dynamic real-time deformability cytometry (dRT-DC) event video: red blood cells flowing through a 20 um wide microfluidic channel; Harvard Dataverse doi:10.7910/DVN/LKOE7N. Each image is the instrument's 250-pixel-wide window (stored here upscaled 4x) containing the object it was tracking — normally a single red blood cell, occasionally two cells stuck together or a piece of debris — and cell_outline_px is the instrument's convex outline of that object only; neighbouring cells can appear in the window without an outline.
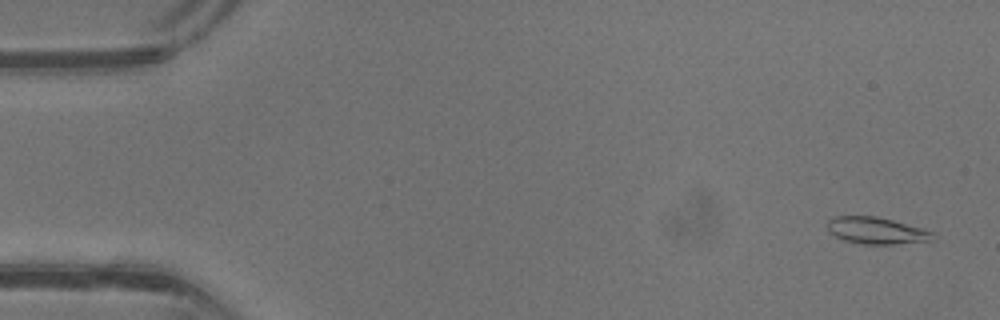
{"species": "common noctule bat (a hibernating species)", "species_latin": "Nyctalus noctula", "temperature_condition": "warm", "stored_images_in_passage": 42, "camera_frame_rate_fps": 3000, "um_per_image_px": 0.085, "animal": {"sex": "male", "body_mass_g": 13.3}, "frame": {"image": 1, "passage_image": 2, "time_ms": 0.333, "image_size_px": [1000, 320], "cell_outline_px": [[928, 232], [912, 240], [884, 244], [872, 244], [848, 240], [836, 236], [832, 232], [832, 220], [840, 216], [872, 216], [888, 220], [916, 228]], "centroid_in_image_um": [74.23, 19.56], "position_along_channel_um": 10.8, "area_um2": 13.76}}
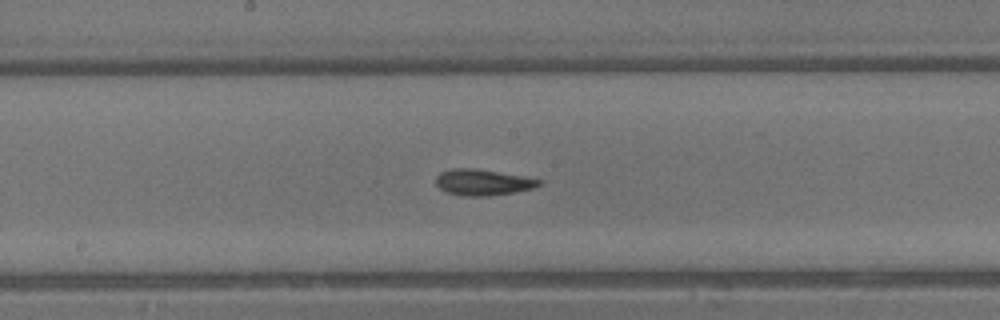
{"frame": {"image": 2, "passage_image": 22, "time_ms": 7.0, "image_size_px": [1000, 320], "cell_outline_px": [[540, 184], [532, 188], [512, 192], [448, 192], [440, 188], [436, 184], [436, 176], [440, 172], [492, 172], [540, 180]], "centroid_in_image_um": [41.07, 15.49], "position_along_channel_um": 207.1, "area_um2": 12.66}}
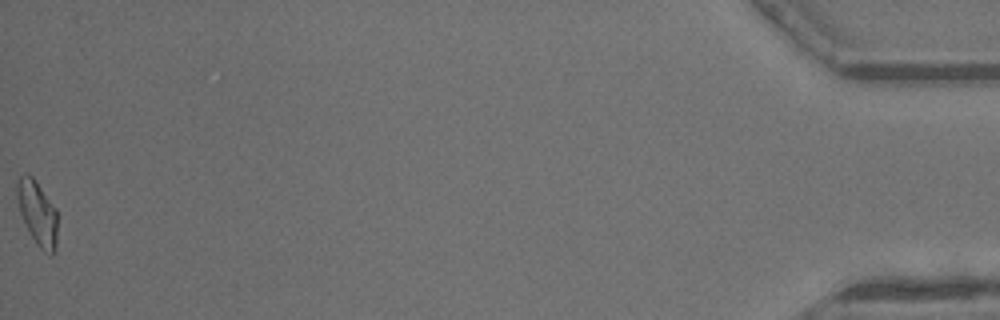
{"frame": {"image": 3, "passage_image": 42, "time_ms": 13.667, "image_size_px": [1000, 320], "cell_outline_px": [[56, 240], [52, 252], [40, 244], [32, 236], [20, 212], [20, 176], [32, 176], [56, 212]], "centroid_in_image_um": [3.21, 18.09], "position_along_channel_um": 432.0, "area_um2": 13.01}, "authors_computed_cell_mechanics": {"area_um2": 13.8142, "velocity_mm_per_s": 4.9879, "shape_relaxation_time_tau1_ms": 7.7971, "shape_relaxation_time_tau2_ms": 2.8619, "deformation_change_tau1": 0.2521, "deformation_change_tau2": 0.1146}}